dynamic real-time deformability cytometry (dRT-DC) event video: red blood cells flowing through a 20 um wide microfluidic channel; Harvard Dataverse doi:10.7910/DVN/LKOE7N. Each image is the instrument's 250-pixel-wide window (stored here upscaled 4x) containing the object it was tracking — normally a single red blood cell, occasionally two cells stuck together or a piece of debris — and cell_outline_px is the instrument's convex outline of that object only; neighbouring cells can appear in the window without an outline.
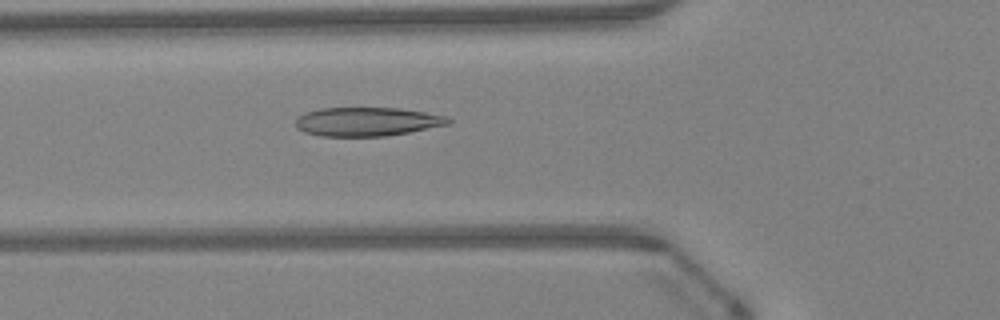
{"species": "Egyptian fruit bat (a non-hibernating species)", "species_latin": "Rousettus aegyptiacus", "temperature_condition": "warm", "stored_images_in_passage": 32, "camera_frame_rate_fps": 3000, "um_per_image_px": 0.085, "animal": {"sex": "female"}, "frame": {"image": 1, "passage_image": 11, "time_ms": 3.333, "image_size_px": [1000, 320], "cell_outline_px": [[452, 120], [448, 124], [408, 132], [384, 136], [320, 136], [304, 132], [296, 128], [296, 120], [300, 116], [308, 112], [320, 108], [400, 108], [448, 116]], "centroid_in_image_um": [31.2, 10.34], "position_along_channel_um": 94.6, "area_um2": 25.43}}
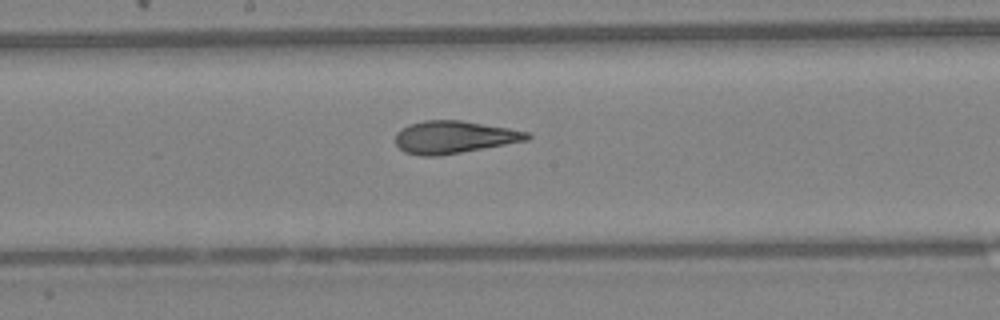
{"frame": {"image": 2, "passage_image": 19, "time_ms": 6.0, "image_size_px": [1000, 320], "cell_outline_px": [[532, 136], [528, 140], [460, 152], [436, 156], [420, 156], [404, 152], [396, 144], [396, 132], [400, 128], [408, 124], [424, 120], [460, 120], [508, 128], [528, 132]], "centroid_in_image_um": [38.54, 11.65], "position_along_channel_um": 209.7, "area_um2": 24.8}}
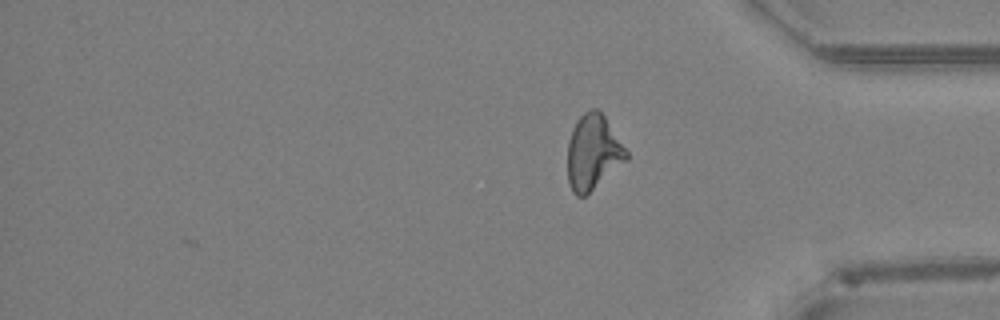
{"frame": {"image": 3, "passage_image": 32, "time_ms": 10.333, "image_size_px": [1000, 320], "cell_outline_px": [[628, 156], [624, 160], [584, 196], [576, 196], [572, 192], [568, 184], [568, 140], [572, 128], [576, 120], [584, 112], [592, 108], [596, 108], [604, 116], [628, 152]], "centroid_in_image_um": [50.35, 12.91], "position_along_channel_um": 384.8, "area_um2": 25.03}, "authors_computed_cell_mechanics": {"area_um2": 25.143, "velocity_mm_per_s": 4.3151, "shape_relaxation_time_tau1_ms": null, "shape_relaxation_time_tau2_ms": 1.591, "deformation_change_tau1": null, "deformation_change_tau2": 0.0965}}